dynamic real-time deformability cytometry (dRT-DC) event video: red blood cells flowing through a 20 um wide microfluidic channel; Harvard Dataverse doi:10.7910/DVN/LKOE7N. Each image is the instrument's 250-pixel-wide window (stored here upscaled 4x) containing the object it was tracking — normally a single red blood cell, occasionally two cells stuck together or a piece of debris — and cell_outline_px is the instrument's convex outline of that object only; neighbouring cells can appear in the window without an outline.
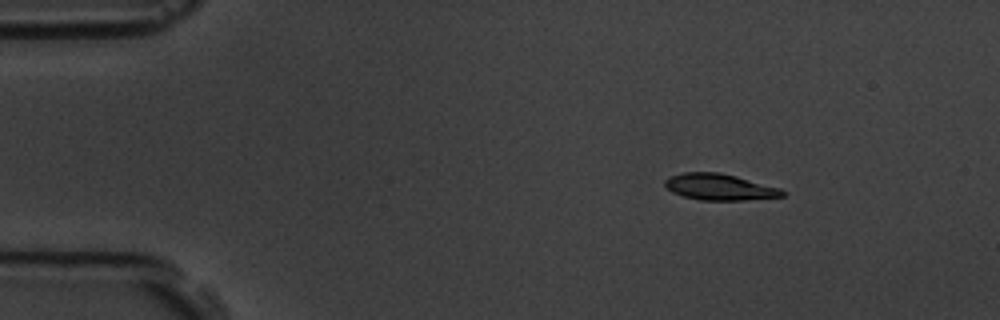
{"species": "common noctule bat (a hibernating species)", "species_latin": "Nyctalus noctula", "temperature_condition": "room temperature", "stored_images_in_passage": 3, "camera_frame_rate_fps": 3000, "um_per_image_px": 0.085, "animal": {"sex": "male", "body_mass_g": 19.5, "forearm_length_mm": 54.6}, "frame": {"image": 1, "passage_image": 1, "time_ms": 0.0, "image_size_px": [1000, 320], "cell_outline_px": [[788, 192], [784, 196], [744, 200], [700, 200], [684, 196], [672, 192], [664, 184], [664, 180], [672, 176], [684, 172], [720, 172], [736, 176], [780, 188]], "centroid_in_image_um": [61.19, 15.89], "position_along_channel_um": 23.8, "area_um2": 17.92}}